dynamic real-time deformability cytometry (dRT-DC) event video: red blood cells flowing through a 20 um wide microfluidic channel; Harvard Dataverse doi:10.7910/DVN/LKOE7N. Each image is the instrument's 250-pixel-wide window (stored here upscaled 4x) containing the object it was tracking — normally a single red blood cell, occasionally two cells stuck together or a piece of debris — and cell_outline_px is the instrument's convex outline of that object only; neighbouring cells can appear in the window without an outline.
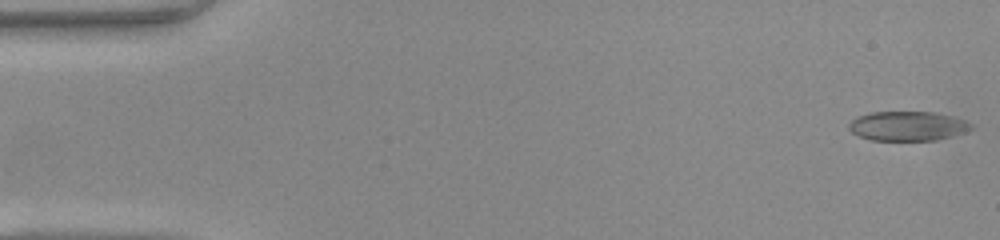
{"species": "common noctule bat (a hibernating species)", "species_latin": "Nyctalus noctula", "temperature_condition": "warm", "stored_images_in_passage": 48, "camera_frame_rate_fps": 3000, "um_per_image_px": 0.085, "animal": {"sex": "female", "body_mass_g": 22.0, "forearm_length_mm": 56.7}, "frame": {"image": 1, "passage_image": 1, "time_ms": 0.0, "image_size_px": [1000, 240], "cell_outline_px": [[972, 128], [964, 132], [952, 136], [936, 140], [872, 140], [860, 136], [852, 132], [848, 128], [848, 124], [856, 116], [872, 112], [936, 112], [952, 116], [964, 120], [972, 124]], "centroid_in_image_um": [77.14, 10.71], "position_along_channel_um": 7.9, "area_um2": 20.92}}
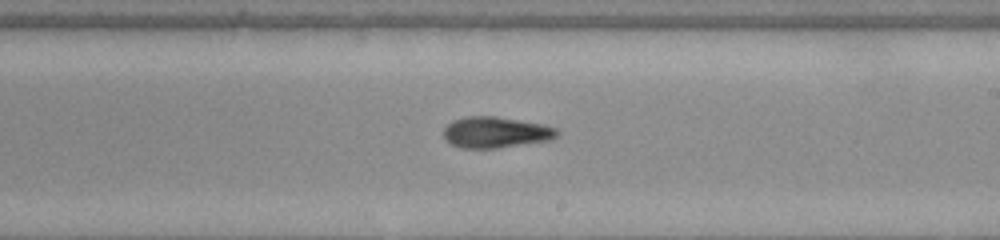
{"frame": {"image": 2, "passage_image": 28, "time_ms": 9.0, "image_size_px": [1000, 240], "cell_outline_px": [[560, 132], [556, 136], [548, 140], [496, 148], [460, 148], [448, 144], [444, 140], [444, 128], [452, 120], [468, 116], [496, 116], [540, 124], [556, 128]], "centroid_in_image_um": [42.06, 11.25], "position_along_channel_um": 246.9, "area_um2": 20.46}}
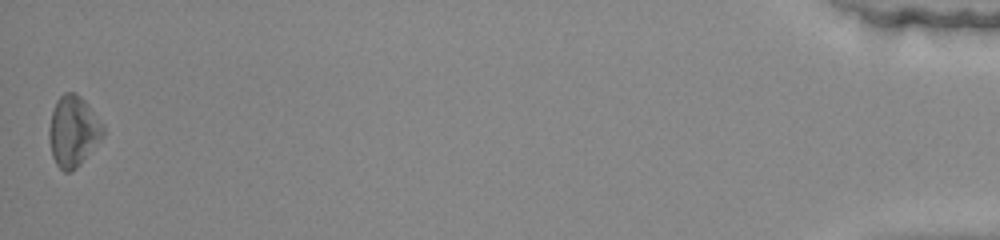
{"frame": {"image": 3, "passage_image": 48, "time_ms": 15.667, "image_size_px": [1000, 240], "cell_outline_px": [[104, 136], [80, 164], [76, 168], [68, 172], [64, 172], [56, 164], [52, 156], [48, 136], [48, 128], [52, 112], [56, 100], [64, 92], [76, 92], [84, 100], [104, 128]], "centroid_in_image_um": [6.19, 11.15], "position_along_channel_um": 429.0, "area_um2": 22.08}, "authors_computed_cell_mechanics": {"area_um2": 20.808, "velocity_mm_per_s": 4.2054, "shape_relaxation_time_tau1_ms": 2.301, "shape_relaxation_time_tau2_ms": 6.2204, "deformation_change_tau1": 0.1221, "deformation_change_tau2": 0.1761}}